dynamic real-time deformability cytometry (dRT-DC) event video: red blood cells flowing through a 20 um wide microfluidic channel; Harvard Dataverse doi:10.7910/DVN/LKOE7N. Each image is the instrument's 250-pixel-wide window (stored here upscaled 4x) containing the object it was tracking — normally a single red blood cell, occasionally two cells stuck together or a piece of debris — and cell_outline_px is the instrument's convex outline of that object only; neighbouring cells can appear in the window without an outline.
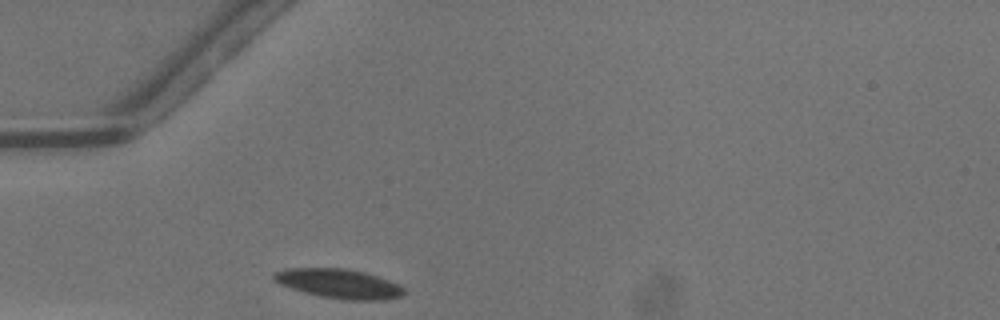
{"species": "common noctule bat (a hibernating species)", "species_latin": "Nyctalus noctula", "temperature_condition": "warm", "stored_images_in_passage": 24, "camera_frame_rate_fps": 3000, "um_per_image_px": 0.085, "animal": {"sex": "male", "body_mass_g": 13.3}, "frame": {"image": 1, "passage_image": 1, "time_ms": 0.0, "image_size_px": [1000, 320], "cell_outline_px": [[404, 296], [384, 300], [344, 300], [320, 296], [304, 292], [280, 284], [272, 276], [276, 272], [284, 268], [344, 268], [364, 272], [388, 280], [404, 288]], "centroid_in_image_um": [28.82, 24.11], "position_along_channel_um": 56.2, "area_um2": 22.14}}
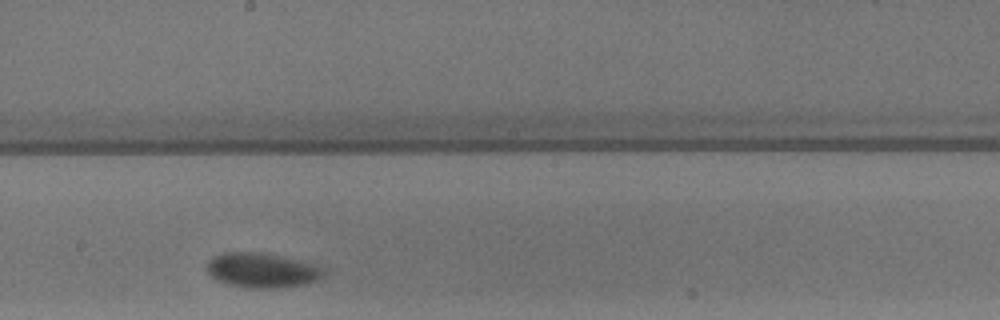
{"frame": {"image": 2, "passage_image": 14, "time_ms": 4.333, "image_size_px": [1000, 320], "cell_outline_px": [[328, 272], [320, 280], [308, 284], [280, 288], [252, 288], [228, 284], [216, 280], [208, 272], [208, 260], [212, 256], [224, 252], [260, 252], [280, 256], [316, 264], [328, 268]], "centroid_in_image_um": [22.36, 22.98], "position_along_channel_um": 225.8, "area_um2": 24.1}}
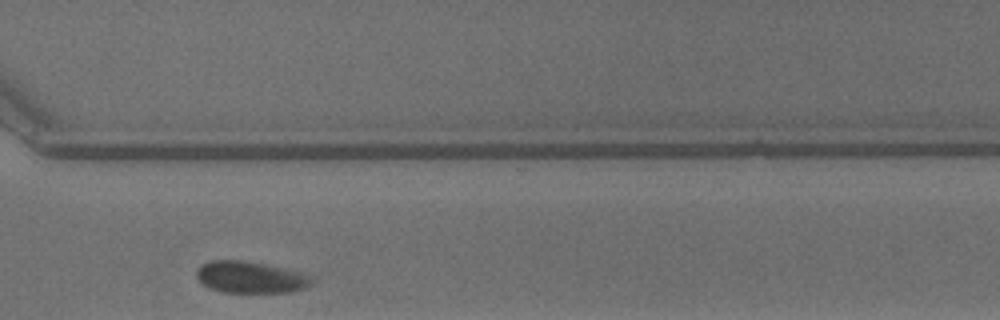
{"frame": {"image": 3, "passage_image": 23, "time_ms": 7.333, "image_size_px": [1000, 320], "cell_outline_px": [[316, 280], [312, 284], [304, 288], [292, 292], [220, 292], [208, 288], [196, 276], [196, 272], [200, 264], [212, 260], [244, 260], [300, 272], [312, 276]], "centroid_in_image_um": [21.29, 23.57], "position_along_channel_um": 349.3, "area_um2": 21.33}}